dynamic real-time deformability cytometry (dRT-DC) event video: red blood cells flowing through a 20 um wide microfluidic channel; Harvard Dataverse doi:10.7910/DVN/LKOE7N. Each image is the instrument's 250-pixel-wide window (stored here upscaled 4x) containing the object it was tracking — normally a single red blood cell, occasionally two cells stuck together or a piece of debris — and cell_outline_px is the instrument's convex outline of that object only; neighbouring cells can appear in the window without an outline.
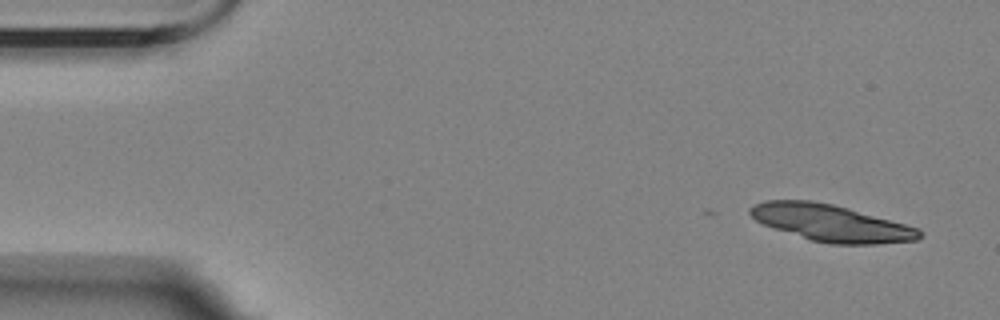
{"species": "Egyptian fruit bat (a non-hibernating species)", "species_latin": "Rousettus aegyptiacus", "temperature_condition": "room temperature", "stored_images_in_passage": 3, "camera_frame_rate_fps": 3000, "um_per_image_px": 0.085, "animal": {"sex": "female"}, "frame": {"image": 1, "passage_image": 1, "time_ms": 0.0, "image_size_px": [1000, 320], "cell_outline_px": [[924, 236], [916, 240], [876, 244], [828, 244], [812, 240], [764, 224], [756, 220], [748, 212], [748, 208], [764, 200], [812, 200], [832, 204], [848, 208], [920, 228], [924, 232]], "centroid_in_image_um": [70.69, 18.95], "position_along_channel_um": 14.3, "area_um2": 36.07}}